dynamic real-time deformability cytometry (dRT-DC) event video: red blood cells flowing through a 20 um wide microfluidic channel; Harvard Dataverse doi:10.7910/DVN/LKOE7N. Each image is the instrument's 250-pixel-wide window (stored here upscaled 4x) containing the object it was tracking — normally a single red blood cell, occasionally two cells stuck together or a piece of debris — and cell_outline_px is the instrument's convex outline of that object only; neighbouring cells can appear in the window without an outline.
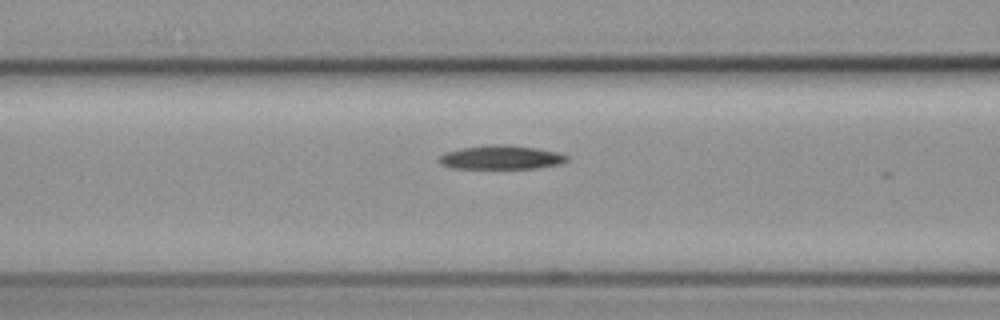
{"species": "common noctule bat (a hibernating species)", "species_latin": "Nyctalus noctula", "temperature_condition": "cold", "stored_images_in_passage": 5, "camera_frame_rate_fps": 3000, "um_per_image_px": 0.085, "animal": {"sex": "female", "body_mass_g": 19.3, "forearm_length_mm": 54.1}, "frame": {"image": 1, "passage_image": 5, "time_ms": 6.0, "image_size_px": [1000, 320], "cell_outline_px": [[568, 160], [560, 164], [536, 168], [452, 168], [440, 164], [436, 160], [444, 152], [464, 148], [488, 144], [508, 144], [536, 148], [556, 152], [568, 156]], "centroid_in_image_um": [42.56, 13.37], "position_along_channel_um": 124.0, "area_um2": 17.8}}